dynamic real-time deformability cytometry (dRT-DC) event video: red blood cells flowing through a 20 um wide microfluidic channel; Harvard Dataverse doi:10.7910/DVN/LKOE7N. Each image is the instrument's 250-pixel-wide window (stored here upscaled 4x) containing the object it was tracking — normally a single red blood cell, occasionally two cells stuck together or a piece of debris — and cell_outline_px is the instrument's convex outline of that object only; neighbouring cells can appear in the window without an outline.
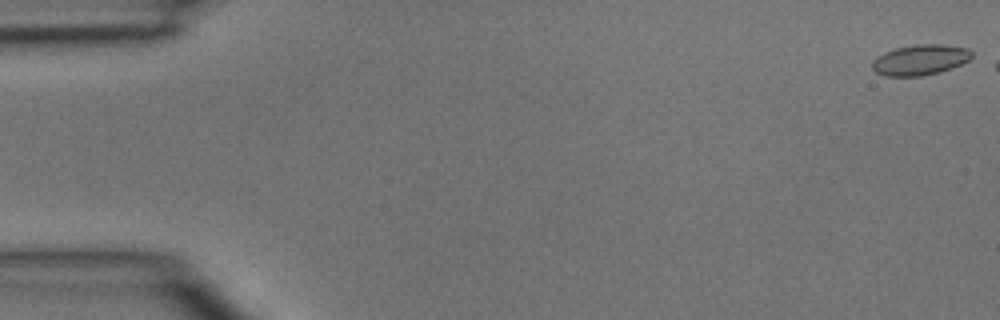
{"species": "common noctule bat (a hibernating species)", "species_latin": "Nyctalus noctula", "temperature_condition": "room temperature", "stored_images_in_passage": 39, "camera_frame_rate_fps": 3000, "um_per_image_px": 0.085, "animal": {"sex": "male", "body_mass_g": 15.6}, "frame": {"image": 1, "passage_image": 1, "time_ms": 0.0, "image_size_px": [1000, 320], "cell_outline_px": [[972, 56], [968, 60], [952, 68], [940, 72], [920, 76], [884, 76], [876, 72], [872, 68], [872, 60], [876, 56], [884, 52], [896, 48], [916, 44], [944, 44], [968, 48], [972, 52]], "centroid_in_image_um": [78.19, 5.08], "position_along_channel_um": 6.8, "area_um2": 17.8}}
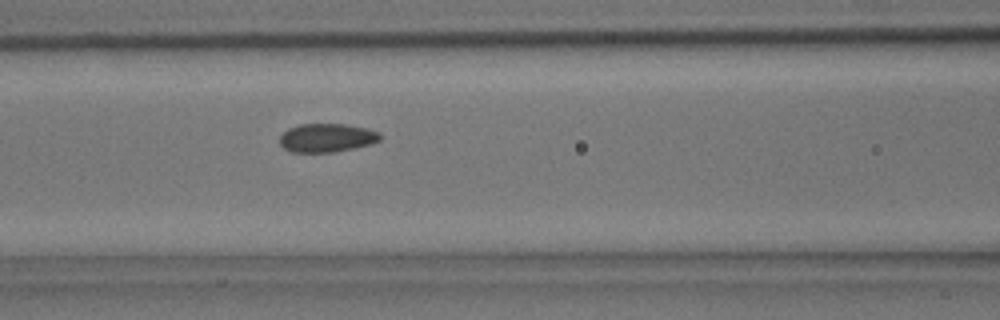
{"frame": {"image": 2, "passage_image": 20, "time_ms": 6.333, "image_size_px": [1000, 320], "cell_outline_px": [[380, 140], [368, 144], [352, 148], [332, 152], [292, 152], [284, 148], [280, 144], [280, 136], [288, 128], [300, 124], [348, 124], [368, 128], [380, 132]], "centroid_in_image_um": [27.77, 11.7], "position_along_channel_um": 138.8, "area_um2": 16.65}}
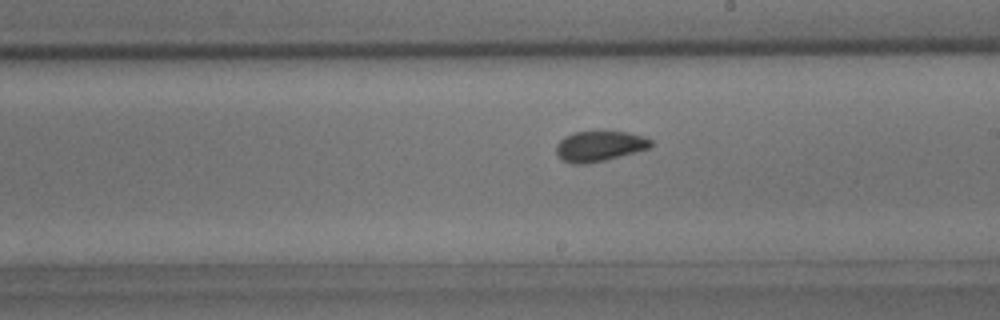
{"frame": {"image": 3, "passage_image": 27, "time_ms": 8.667, "image_size_px": [1000, 320], "cell_outline_px": [[652, 144], [648, 148], [604, 160], [588, 164], [572, 164], [560, 160], [556, 152], [556, 144], [564, 136], [572, 132], [600, 128], [628, 132], [644, 136], [652, 140]], "centroid_in_image_um": [50.9, 12.36], "position_along_channel_um": 238.1, "area_um2": 17.51}}